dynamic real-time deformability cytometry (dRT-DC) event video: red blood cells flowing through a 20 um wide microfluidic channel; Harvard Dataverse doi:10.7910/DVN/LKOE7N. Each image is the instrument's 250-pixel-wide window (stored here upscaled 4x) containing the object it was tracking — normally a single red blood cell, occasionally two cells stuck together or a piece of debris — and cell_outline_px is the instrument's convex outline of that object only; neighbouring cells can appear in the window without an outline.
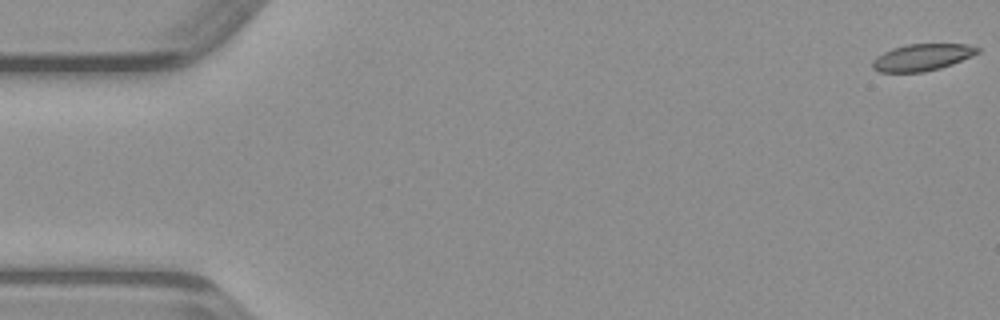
{"species": "common noctule bat (a hibernating species)", "species_latin": "Nyctalus noctula", "temperature_condition": "warm", "stored_images_in_passage": 48, "camera_frame_rate_fps": 3000, "um_per_image_px": 0.085, "animal": {"sex": "male", "body_mass_g": 23.1, "forearm_length_mm": 52.7}, "frame": {"image": 1, "passage_image": 1, "time_ms": 0.0, "image_size_px": [1000, 320], "cell_outline_px": [[980, 52], [972, 56], [952, 64], [940, 68], [924, 72], [880, 72], [872, 68], [872, 60], [876, 56], [892, 48], [908, 44], [968, 44], [980, 48]], "centroid_in_image_um": [78.38, 4.87], "position_along_channel_um": 6.6, "area_um2": 16.47}}
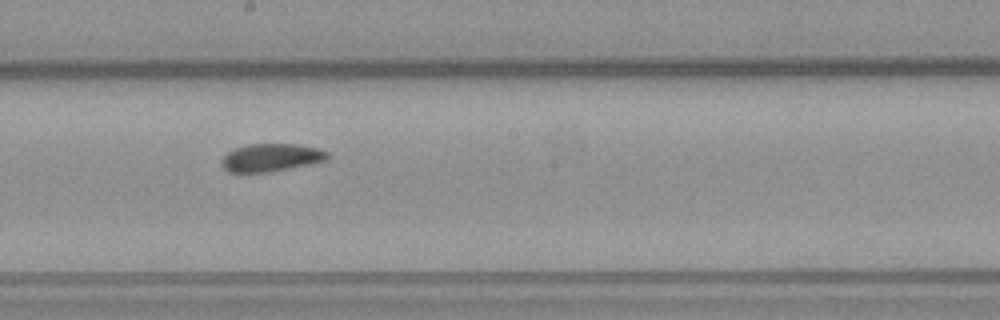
{"frame": {"image": 2, "passage_image": 27, "time_ms": 8.667, "image_size_px": [1000, 320], "cell_outline_px": [[328, 160], [268, 172], [228, 172], [220, 164], [220, 160], [228, 152], [236, 148], [248, 144], [296, 144], [316, 148], [328, 152]], "centroid_in_image_um": [23.01, 13.39], "position_along_channel_um": 225.2, "area_um2": 16.99}}
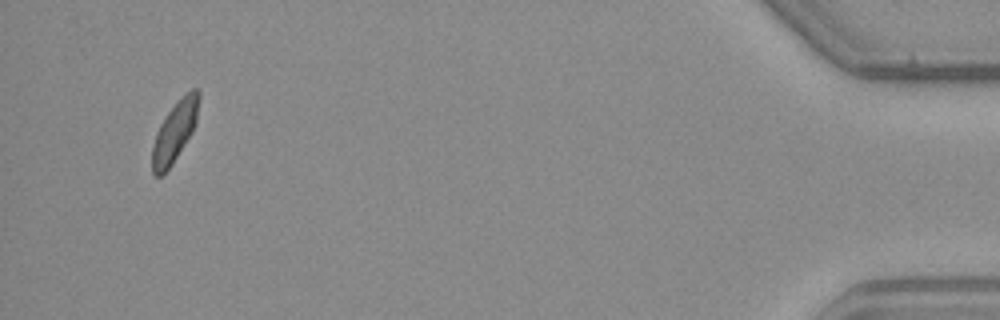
{"frame": {"image": 3, "passage_image": 47, "time_ms": 15.333, "image_size_px": [1000, 320], "cell_outline_px": [[200, 96], [196, 124], [192, 132], [172, 164], [160, 176], [156, 176], [152, 172], [152, 148], [156, 132], [160, 124], [168, 112], [180, 96], [192, 88], [200, 88]], "centroid_in_image_um": [14.87, 11.12], "position_along_channel_um": 420.3, "area_um2": 16.47}}